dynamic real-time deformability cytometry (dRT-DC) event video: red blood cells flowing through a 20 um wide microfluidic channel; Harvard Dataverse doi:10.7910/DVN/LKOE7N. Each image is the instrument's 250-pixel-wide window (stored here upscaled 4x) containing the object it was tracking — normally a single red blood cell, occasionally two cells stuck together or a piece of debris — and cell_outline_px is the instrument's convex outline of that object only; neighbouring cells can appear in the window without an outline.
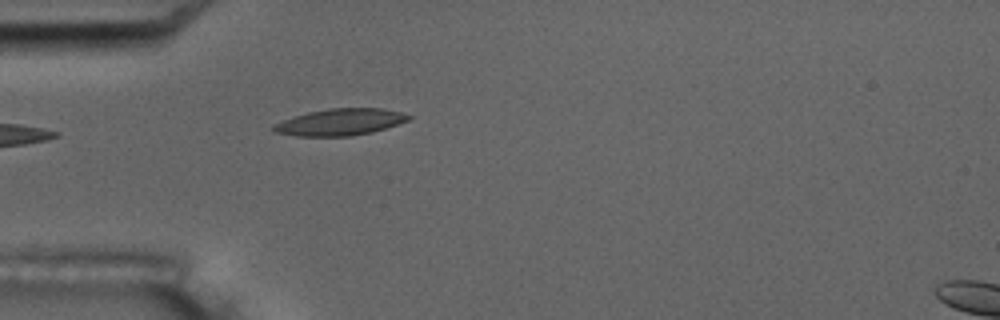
{"species": "common noctule bat (a hibernating species)", "species_latin": "Nyctalus noctula", "temperature_condition": "room temperature", "stored_images_in_passage": 1, "camera_frame_rate_fps": 3000, "um_per_image_px": 0.085, "animal": {"sex": "male", "body_mass_g": 17.5, "forearm_length_mm": 52.3}, "frame": {"image": 1, "passage_image": 1, "time_ms": 0.0, "image_size_px": [1000, 320], "cell_outline_px": [[412, 116], [408, 120], [372, 132], [352, 136], [296, 136], [276, 132], [272, 128], [272, 124], [308, 112], [328, 108], [384, 108], [400, 112]], "centroid_in_image_um": [28.9, 10.37], "position_along_channel_um": 56.1, "area_um2": 20.81}}